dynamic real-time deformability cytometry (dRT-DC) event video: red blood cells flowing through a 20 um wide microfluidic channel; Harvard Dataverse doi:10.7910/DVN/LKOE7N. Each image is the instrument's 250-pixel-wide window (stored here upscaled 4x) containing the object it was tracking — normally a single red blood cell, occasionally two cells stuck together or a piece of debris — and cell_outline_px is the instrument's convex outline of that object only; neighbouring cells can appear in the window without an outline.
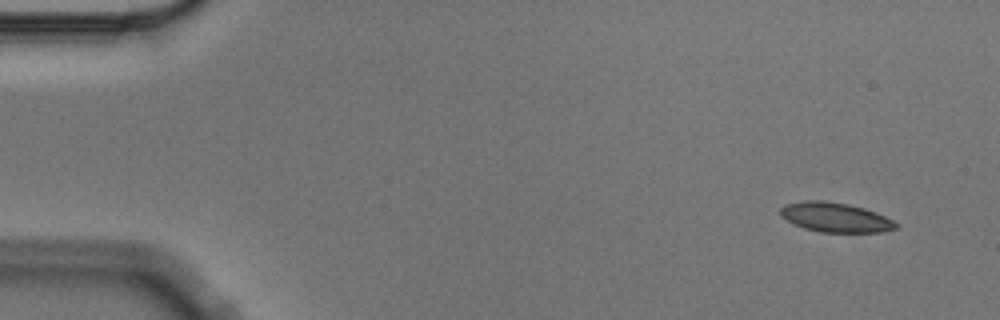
{"species": "Egyptian fruit bat (a non-hibernating species)", "species_latin": "Rousettus aegyptiacus", "temperature_condition": "cold", "stored_images_in_passage": 3, "camera_frame_rate_fps": 3000, "um_per_image_px": 0.085, "animal": {"sex": "male"}, "frame": {"image": 1, "passage_image": 1, "time_ms": 0.0, "image_size_px": [1000, 320], "cell_outline_px": [[900, 228], [880, 232], [820, 232], [804, 228], [780, 216], [780, 208], [784, 204], [804, 200], [824, 200], [848, 204], [864, 208], [884, 216], [900, 224]], "centroid_in_image_um": [71.01, 18.47], "position_along_channel_um": 14.0, "area_um2": 19.94}}